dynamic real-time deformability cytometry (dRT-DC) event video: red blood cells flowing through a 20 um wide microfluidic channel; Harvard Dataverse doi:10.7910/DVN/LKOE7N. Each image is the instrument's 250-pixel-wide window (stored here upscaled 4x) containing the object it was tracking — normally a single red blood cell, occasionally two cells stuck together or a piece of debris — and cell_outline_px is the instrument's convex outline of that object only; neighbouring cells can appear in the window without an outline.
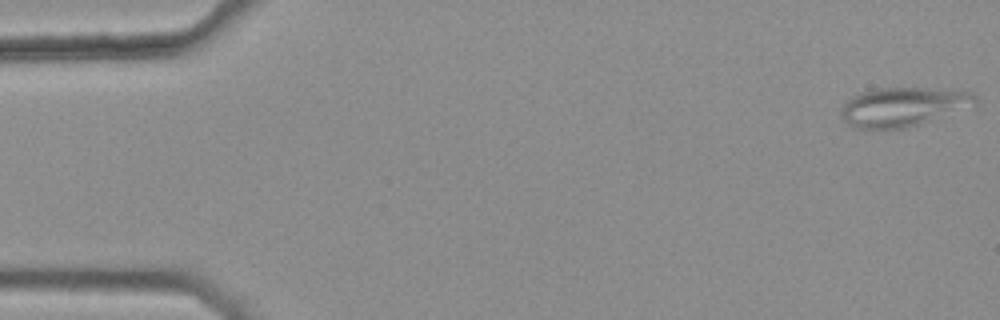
{"species": "common noctule bat (a hibernating species)", "species_latin": "Nyctalus noctula", "temperature_condition": "warm", "stored_images_in_passage": 46, "camera_frame_rate_fps": 3000, "um_per_image_px": 0.085, "animal": {"sex": "female", "body_mass_g": 25.1}, "frame": {"image": 1, "passage_image": 1, "time_ms": 0.0, "image_size_px": [1000, 320], "cell_outline_px": [[976, 104], [920, 124], [904, 128], [856, 128], [848, 124], [840, 116], [840, 112], [844, 104], [852, 96], [860, 92], [872, 88], [924, 88], [972, 92], [976, 96]], "centroid_in_image_um": [76.71, 9.07], "position_along_channel_um": 8.3, "area_um2": 30.17}}
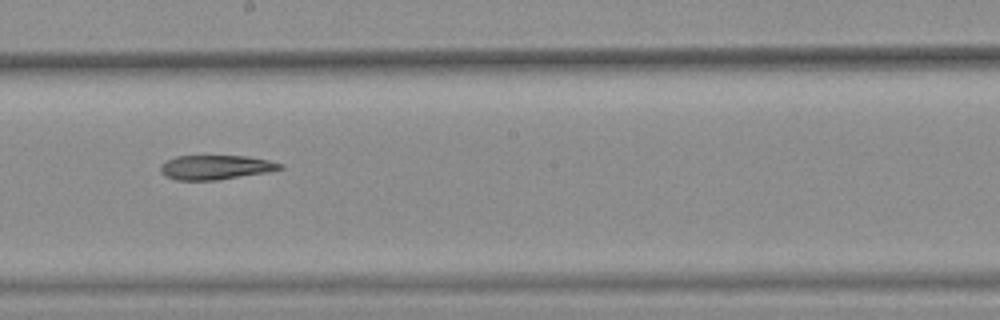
{"frame": {"image": 2, "passage_image": 29, "time_ms": 9.333, "image_size_px": [1000, 320], "cell_outline_px": [[284, 168], [264, 172], [216, 180], [176, 180], [164, 176], [160, 172], [160, 164], [176, 156], [248, 156], [268, 160], [284, 164]], "centroid_in_image_um": [18.29, 14.22], "position_along_channel_um": 229.9, "area_um2": 16.88}}
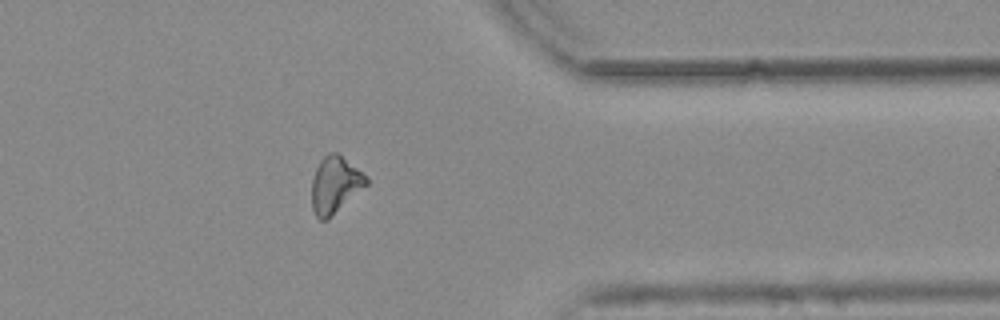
{"frame": {"image": 3, "passage_image": 42, "time_ms": 13.667, "image_size_px": [1000, 320], "cell_outline_px": [[368, 184], [328, 220], [320, 220], [316, 216], [312, 208], [312, 180], [316, 168], [320, 160], [328, 152], [340, 152], [368, 176]], "centroid_in_image_um": [28.5, 15.68], "position_along_channel_um": 382.9, "area_um2": 18.38}}